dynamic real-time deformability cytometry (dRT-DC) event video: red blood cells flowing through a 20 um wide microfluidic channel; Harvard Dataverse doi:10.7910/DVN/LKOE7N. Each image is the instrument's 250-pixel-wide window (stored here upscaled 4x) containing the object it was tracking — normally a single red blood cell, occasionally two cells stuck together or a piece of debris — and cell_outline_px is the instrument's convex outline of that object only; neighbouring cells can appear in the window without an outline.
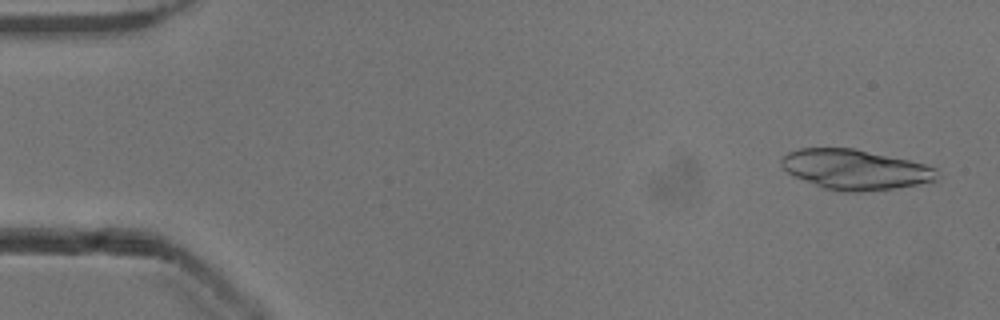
{"species": "common noctule bat (a hibernating species)", "species_latin": "Nyctalus noctula", "temperature_condition": "cold", "stored_images_in_passage": 51, "camera_frame_rate_fps": 3000, "um_per_image_px": 0.085, "animal": {"sex": "male", "body_mass_g": 13.3}, "frame": {"image": 1, "passage_image": 2, "time_ms": 0.333, "image_size_px": [1000, 320], "cell_outline_px": [[940, 180], [892, 188], [860, 192], [840, 192], [824, 188], [792, 176], [780, 164], [780, 160], [788, 152], [800, 148], [856, 148], [908, 160], [924, 164], [936, 168]], "centroid_in_image_um": [72.68, 14.41], "position_along_channel_um": 12.3, "area_um2": 36.36}}
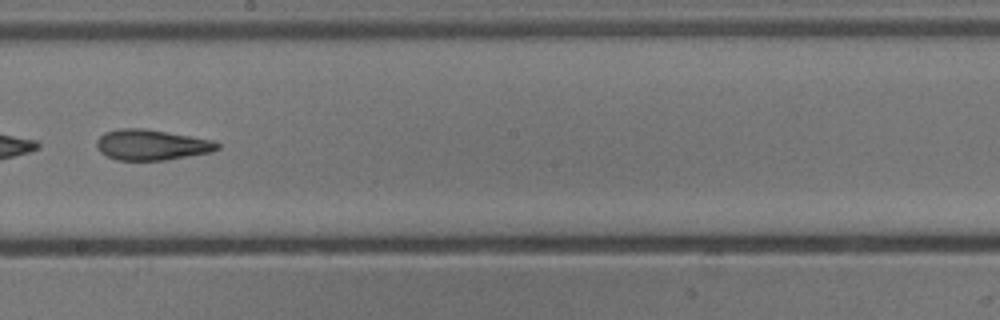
{"frame": {"image": 2, "passage_image": 29, "time_ms": 9.333, "image_size_px": [1000, 320], "cell_outline_px": [[220, 148], [212, 152], [168, 160], [116, 160], [100, 152], [96, 148], [96, 140], [104, 132], [120, 128], [144, 128], [216, 140], [220, 144]], "centroid_in_image_um": [12.91, 12.31], "position_along_channel_um": 235.3, "area_um2": 21.85}}
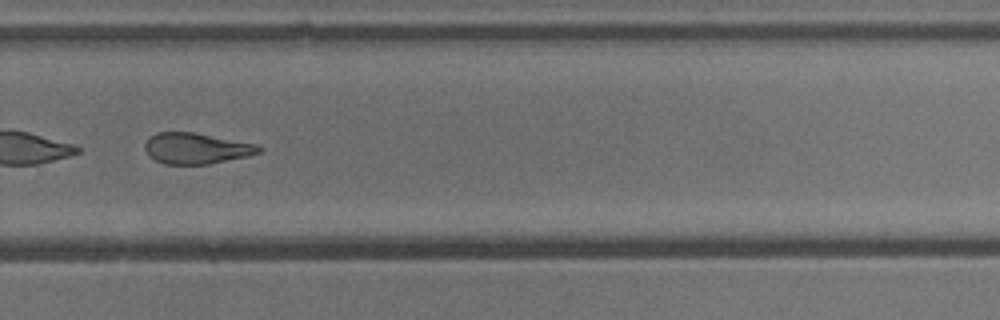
{"frame": {"image": 3, "passage_image": 35, "time_ms": 11.333, "image_size_px": [1000, 320], "cell_outline_px": [[264, 148], [260, 152], [248, 156], [208, 164], [164, 164], [148, 156], [144, 148], [144, 144], [148, 136], [156, 132], [196, 132], [256, 144]], "centroid_in_image_um": [16.65, 12.6], "position_along_channel_um": 313.1, "area_um2": 20.75}, "authors_computed_cell_mechanics": {"area_um2": 24.1026, "velocity_mm_per_s": 3.9181, "shape_relaxation_time_tau1_ms": null, "shape_relaxation_time_tau2_ms": 2.4239, "deformation_change_tau1": null, "deformation_change_tau2": 0.1019}}